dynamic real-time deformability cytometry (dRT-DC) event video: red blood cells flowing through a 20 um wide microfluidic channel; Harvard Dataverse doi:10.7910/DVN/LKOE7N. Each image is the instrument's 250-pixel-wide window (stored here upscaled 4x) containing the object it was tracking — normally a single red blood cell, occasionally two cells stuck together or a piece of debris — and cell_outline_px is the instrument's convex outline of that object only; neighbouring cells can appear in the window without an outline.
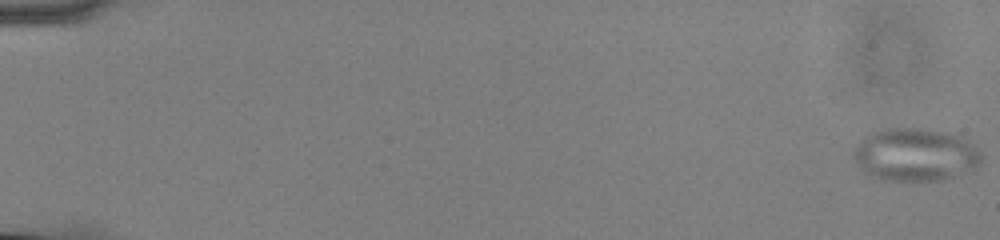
{"species": "common noctule bat (a hibernating species)", "species_latin": "Nyctalus noctula", "temperature_condition": "cold", "stored_images_in_passage": 57, "camera_frame_rate_fps": 3000, "um_per_image_px": 0.085, "animal": {"sex": "male", "body_mass_g": 13.0, "forearm_length_mm": 53.1}, "frame": {"image": 1, "passage_image": 1, "time_ms": 0.0, "image_size_px": [1000, 240], "cell_outline_px": [[980, 160], [976, 168], [972, 172], [940, 180], [880, 180], [864, 172], [856, 160], [856, 148], [860, 140], [868, 132], [880, 128], [916, 128], [944, 132], [968, 140], [980, 152]], "centroid_in_image_um": [77.8, 13.15], "position_along_channel_um": 7.2, "area_um2": 39.19}}
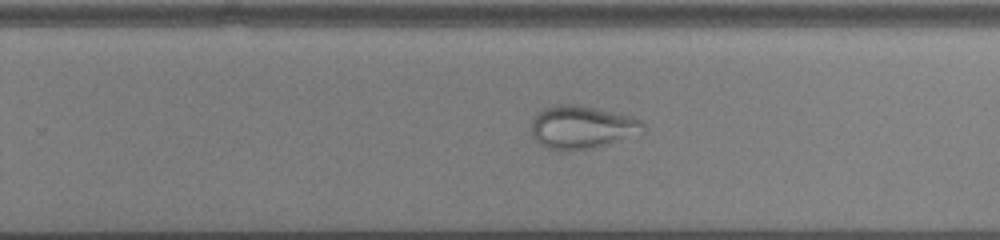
{"frame": {"image": 2, "passage_image": 38, "time_ms": 12.333, "image_size_px": [1000, 240], "cell_outline_px": [[644, 132], [604, 144], [588, 148], [560, 152], [556, 152], [540, 144], [532, 136], [532, 120], [544, 108], [556, 104], [576, 104], [632, 116], [640, 120], [644, 124]], "centroid_in_image_um": [49.43, 10.81], "position_along_channel_um": 280.4, "area_um2": 27.74}}
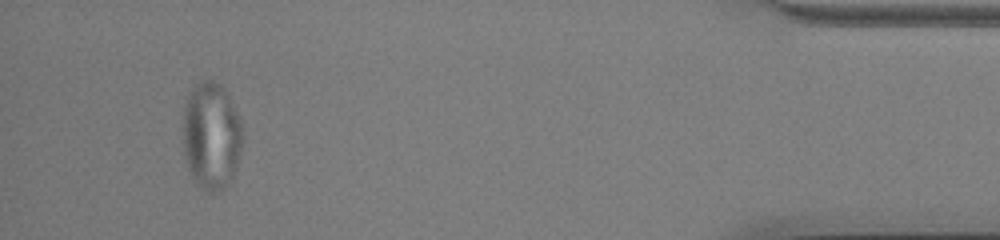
{"frame": {"image": 3, "passage_image": 54, "time_ms": 17.667, "image_size_px": [1000, 240], "cell_outline_px": [[244, 132], [240, 152], [232, 176], [228, 184], [224, 188], [212, 192], [208, 192], [192, 176], [188, 168], [184, 156], [184, 108], [188, 92], [200, 80], [216, 80], [228, 92], [244, 128]], "centroid_in_image_um": [17.98, 11.47], "position_along_channel_um": 417.2, "area_um2": 37.34}}